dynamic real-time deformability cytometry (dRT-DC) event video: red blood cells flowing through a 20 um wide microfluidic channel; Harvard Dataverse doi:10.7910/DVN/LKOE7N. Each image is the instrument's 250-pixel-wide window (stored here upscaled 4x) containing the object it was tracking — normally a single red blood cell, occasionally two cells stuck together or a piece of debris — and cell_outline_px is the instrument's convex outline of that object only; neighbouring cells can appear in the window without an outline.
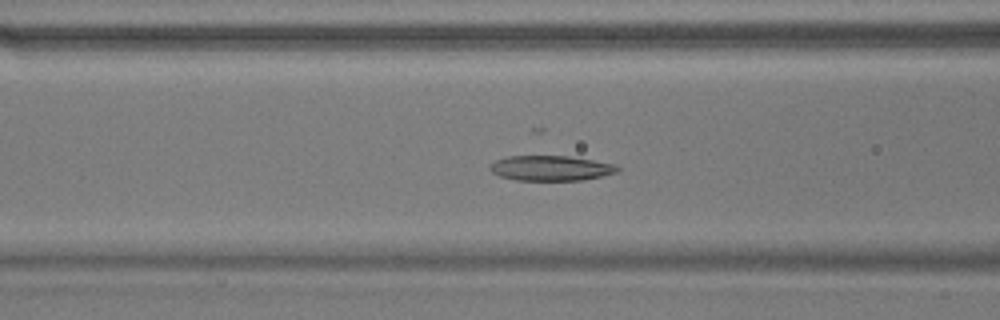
{"species": "common noctule bat (a hibernating species)", "species_latin": "Nyctalus noctula", "temperature_condition": "warm", "stored_images_in_passage": 56, "camera_frame_rate_fps": 3000, "um_per_image_px": 0.085, "animal": {"sex": "male", "body_mass_g": 17.9}, "frame": {"image": 1, "passage_image": 22, "time_ms": 7.0, "image_size_px": [1000, 320], "cell_outline_px": [[620, 168], [616, 172], [600, 176], [580, 180], [516, 180], [500, 176], [492, 172], [488, 168], [496, 160], [508, 156], [568, 156], [616, 164]], "centroid_in_image_um": [46.8, 14.29], "position_along_channel_um": 119.8, "area_um2": 18.44}}
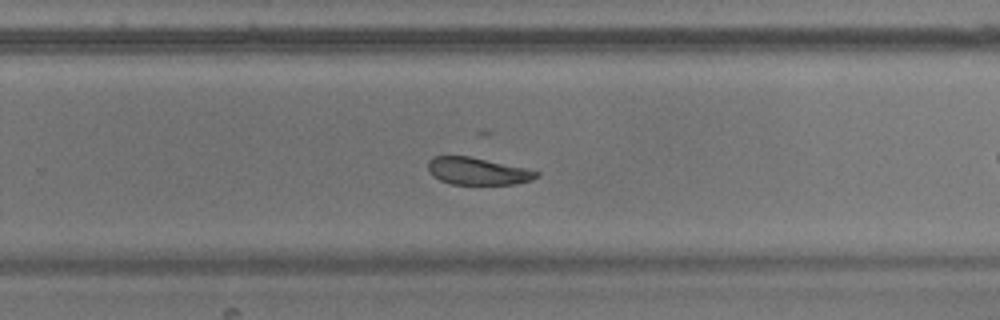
{"frame": {"image": 2, "passage_image": 36, "time_ms": 11.667, "image_size_px": [1000, 320], "cell_outline_px": [[540, 176], [532, 180], [516, 184], [452, 184], [440, 180], [432, 176], [428, 172], [428, 160], [432, 156], [468, 156], [528, 168], [540, 172]], "centroid_in_image_um": [40.61, 14.55], "position_along_channel_um": 289.2, "area_um2": 17.4}}
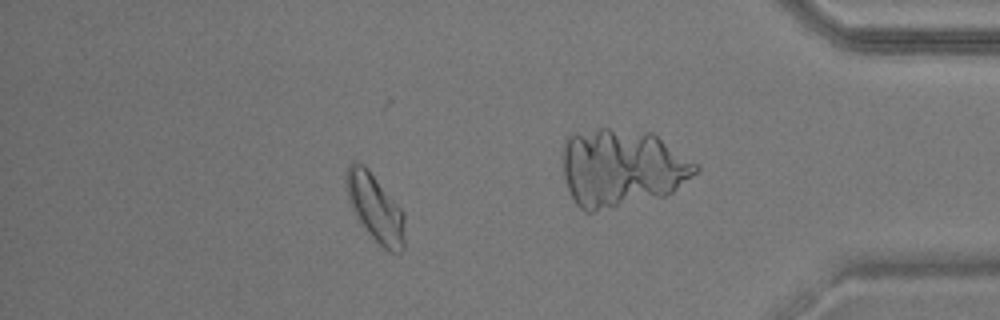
{"frame": {"image": 3, "passage_image": 49, "time_ms": 16.0, "image_size_px": [1000, 320], "cell_outline_px": [[404, 248], [400, 252], [388, 252], [364, 228], [356, 216], [352, 208], [344, 184], [344, 180], [348, 164], [352, 160], [356, 160], [364, 164], [368, 168], [404, 212]], "centroid_in_image_um": [31.87, 17.61], "position_along_channel_um": 403.3, "area_um2": 23.12}, "authors_computed_cell_mechanics": {"area_um2": 20.6346, "velocity_mm_per_s": 3.6397, "shape_relaxation_time_tau1_ms": 6.2341, "shape_relaxation_time_tau2_ms": 4.1323, "deformation_change_tau1": 0.1423, "deformation_change_tau2": 0.0876}}